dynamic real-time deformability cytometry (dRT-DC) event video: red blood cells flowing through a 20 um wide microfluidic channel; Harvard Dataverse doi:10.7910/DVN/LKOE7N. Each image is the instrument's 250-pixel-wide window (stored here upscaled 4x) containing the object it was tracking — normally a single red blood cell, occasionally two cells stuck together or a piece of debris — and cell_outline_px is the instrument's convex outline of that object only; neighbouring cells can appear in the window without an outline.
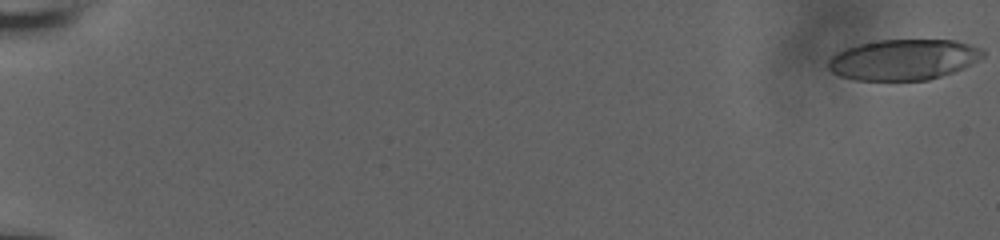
{"species": "human", "species_latin": "Homo sapiens", "temperature_condition": "room temperature", "stored_images_in_passage": 58, "camera_frame_rate_fps": 3000, "um_per_image_px": 0.085, "donor": {"sex": "male"}, "frame": {"image": 1, "passage_image": 1, "time_ms": 0.0, "image_size_px": [1000, 240], "cell_outline_px": [[984, 56], [952, 72], [928, 80], [856, 80], [840, 76], [832, 72], [828, 68], [828, 60], [832, 56], [856, 44], [876, 40], [956, 40], [984, 48]], "centroid_in_image_um": [76.78, 5.06], "position_along_channel_um": 8.2, "area_um2": 36.47}}
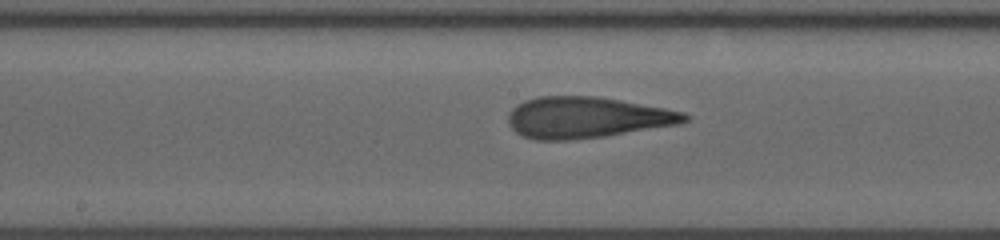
{"frame": {"image": 2, "passage_image": 33, "time_ms": 10.667, "image_size_px": [1000, 240], "cell_outline_px": [[692, 116], [688, 120], [680, 124], [604, 136], [572, 140], [536, 140], [524, 136], [516, 132], [508, 124], [508, 112], [516, 104], [524, 100], [540, 96], [596, 96], [620, 100], [664, 108], [684, 112]], "centroid_in_image_um": [49.86, 9.98], "position_along_channel_um": 198.3, "area_um2": 42.43}}
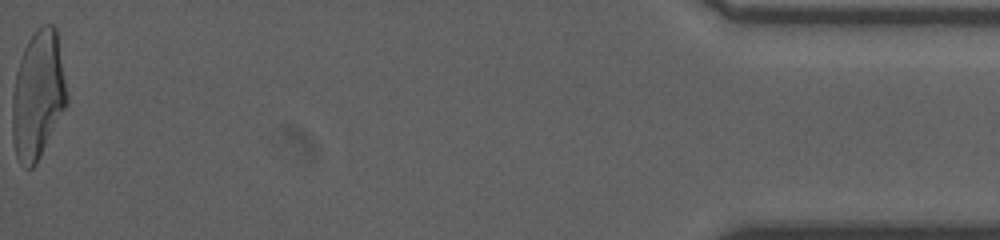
{"frame": {"image": 3, "passage_image": 58, "time_ms": 19.0, "image_size_px": [1000, 240], "cell_outline_px": [[68, 100], [36, 164], [32, 168], [24, 168], [20, 164], [16, 156], [12, 140], [12, 96], [16, 72], [24, 48], [28, 40], [44, 24], [52, 24], [56, 28], [68, 96]], "centroid_in_image_um": [3.2, 8.1], "position_along_channel_um": 432.0, "area_um2": 40.34}, "authors_computed_cell_mechanics": {"area_um2": 40.3444, "velocity_mm_per_s": 3.8557, "shape_relaxation_time_tau1_ms": 6.8693, "shape_relaxation_time_tau2_ms": 1.32, "deformation_change_tau1": 0.274, "deformation_change_tau2": 0.1177}}